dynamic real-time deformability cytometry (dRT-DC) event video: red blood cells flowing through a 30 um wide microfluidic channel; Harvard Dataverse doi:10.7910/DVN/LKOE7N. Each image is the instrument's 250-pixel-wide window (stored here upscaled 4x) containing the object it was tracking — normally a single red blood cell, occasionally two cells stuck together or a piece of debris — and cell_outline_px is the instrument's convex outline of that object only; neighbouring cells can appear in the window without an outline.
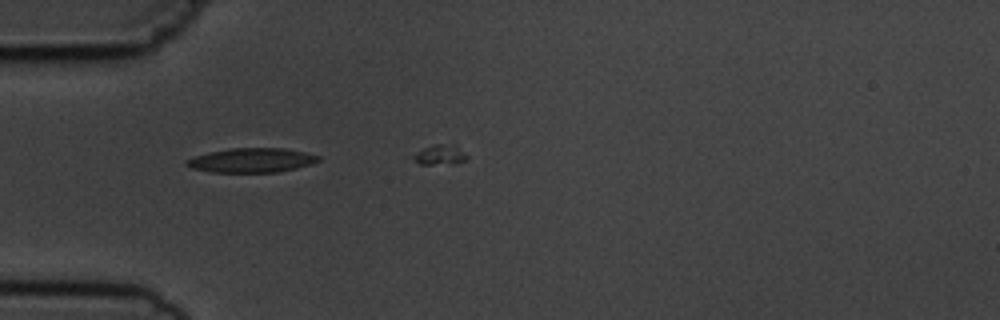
{"species": "common noctule bat (a hibernating species)", "species_latin": "Nyctalus noctula", "temperature_condition": "cold", "stored_images_in_passage": 3, "camera_frame_rate_fps": 3000, "um_per_image_px": 0.085, "animal": {"sex": "male", "body_mass_g": 19.5, "forearm_length_mm": 54.6}, "frame": {"image": 1, "passage_image": 1, "time_ms": 0.0, "image_size_px": [1000, 320], "cell_outline_px": [[320, 160], [296, 168], [276, 172], [212, 172], [192, 168], [184, 164], [184, 160], [192, 156], [228, 148], [284, 148], [304, 152], [320, 156]], "centroid_in_image_um": [21.32, 13.61], "position_along_channel_um": 63.7, "area_um2": 18.67}}